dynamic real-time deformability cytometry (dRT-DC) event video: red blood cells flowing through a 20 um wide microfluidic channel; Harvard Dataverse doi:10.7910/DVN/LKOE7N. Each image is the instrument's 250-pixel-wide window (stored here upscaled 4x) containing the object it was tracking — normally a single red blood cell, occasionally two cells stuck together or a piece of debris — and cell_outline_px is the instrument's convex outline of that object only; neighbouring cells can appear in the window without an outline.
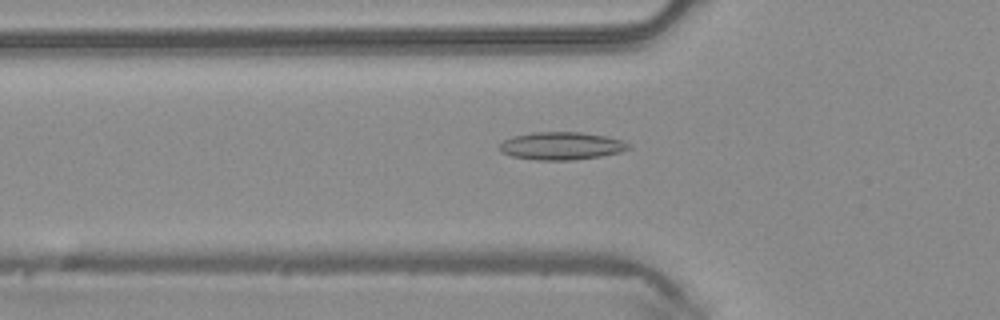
{"species": "common noctule bat (a hibernating species)", "species_latin": "Nyctalus noctula", "temperature_condition": "warm", "stored_images_in_passage": 34, "camera_frame_rate_fps": 3000, "um_per_image_px": 0.085, "animal": {"sex": "male", "body_mass_g": 20.4}, "frame": {"image": 1, "passage_image": 3, "time_ms": 0.667, "image_size_px": [1000, 320], "cell_outline_px": [[632, 148], [620, 152], [600, 156], [572, 160], [536, 160], [512, 156], [500, 152], [500, 144], [504, 140], [512, 136], [532, 132], [580, 132], [604, 136], [620, 140], [628, 144]], "centroid_in_image_um": [47.68, 12.4], "position_along_channel_um": 78.1, "area_um2": 20.75}}
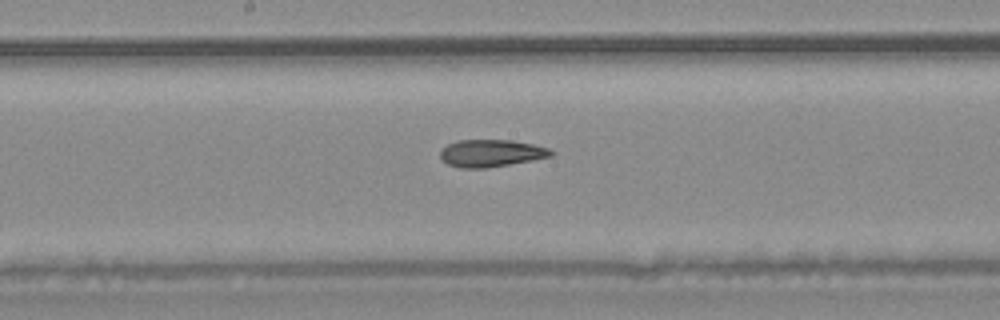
{"frame": {"image": 2, "passage_image": 12, "time_ms": 3.667, "image_size_px": [1000, 320], "cell_outline_px": [[556, 152], [552, 156], [532, 160], [484, 168], [460, 168], [448, 164], [440, 156], [440, 152], [448, 144], [456, 140], [512, 140], [532, 144], [548, 148]], "centroid_in_image_um": [41.76, 13.01], "position_along_channel_um": 206.4, "area_um2": 17.46}}
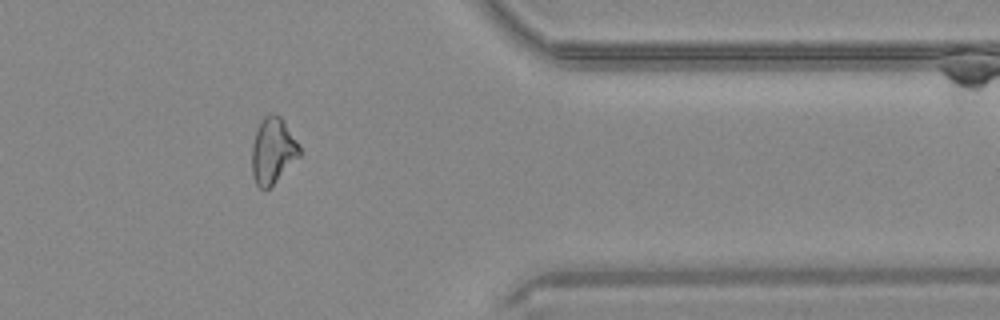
{"frame": {"image": 3, "passage_image": 26, "time_ms": 8.333, "image_size_px": [1000, 320], "cell_outline_px": [[300, 156], [268, 188], [260, 188], [256, 184], [252, 172], [252, 144], [256, 132], [264, 116], [272, 112], [280, 116], [284, 120], [296, 140], [300, 148]], "centroid_in_image_um": [23.19, 12.78], "position_along_channel_um": 388.2, "area_um2": 17.98}, "authors_computed_cell_mechanics": {"area_um2": 18.1203, "velocity_mm_per_s": 4.2546, "shape_relaxation_time_tau1_ms": null, "shape_relaxation_time_tau2_ms": 2.4669, "deformation_change_tau1": null, "deformation_change_tau2": 0.0992}}